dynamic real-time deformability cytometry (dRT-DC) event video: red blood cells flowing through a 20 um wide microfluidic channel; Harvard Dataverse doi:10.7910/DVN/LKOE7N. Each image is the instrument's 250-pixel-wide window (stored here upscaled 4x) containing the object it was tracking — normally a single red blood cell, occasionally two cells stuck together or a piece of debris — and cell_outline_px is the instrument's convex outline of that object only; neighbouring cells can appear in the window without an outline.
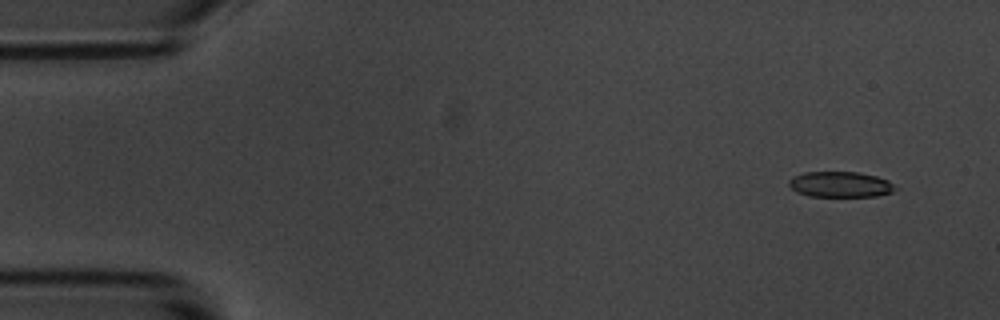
{"species": "common noctule bat (a hibernating species)", "species_latin": "Nyctalus noctula", "temperature_condition": "room temperature", "stored_images_in_passage": 10, "camera_frame_rate_fps": 3000, "um_per_image_px": 0.085, "animal": {"sex": "male", "body_mass_g": 20.1, "forearm_length_mm": 53.5}, "frame": {"image": 1, "passage_image": 1, "time_ms": 0.0, "image_size_px": [1000, 320], "cell_outline_px": [[896, 188], [892, 192], [876, 196], [808, 196], [796, 192], [788, 184], [788, 180], [792, 176], [804, 172], [860, 172], [876, 176], [888, 180]], "centroid_in_image_um": [71.39, 15.67], "position_along_channel_um": 13.6, "area_um2": 15.9}}
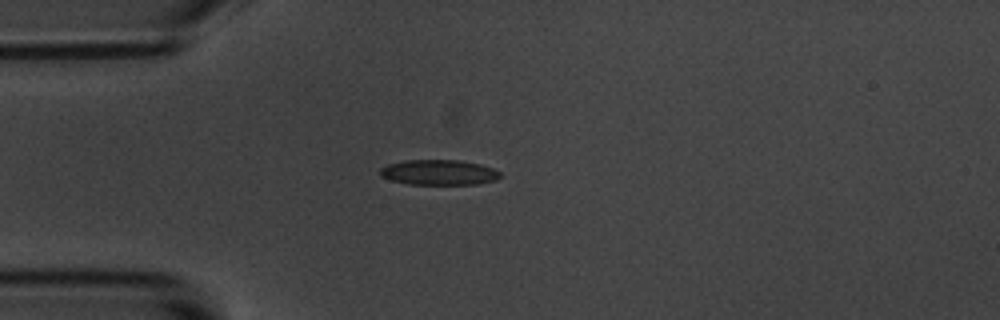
{"frame": {"image": 2, "passage_image": 4, "time_ms": 3.667, "image_size_px": [1000, 320], "cell_outline_px": [[500, 176], [496, 180], [476, 184], [408, 184], [392, 180], [380, 176], [380, 168], [388, 164], [404, 160], [460, 160], [480, 164], [492, 168], [500, 172]], "centroid_in_image_um": [37.29, 14.65], "position_along_channel_um": 47.7, "area_um2": 17.63}}
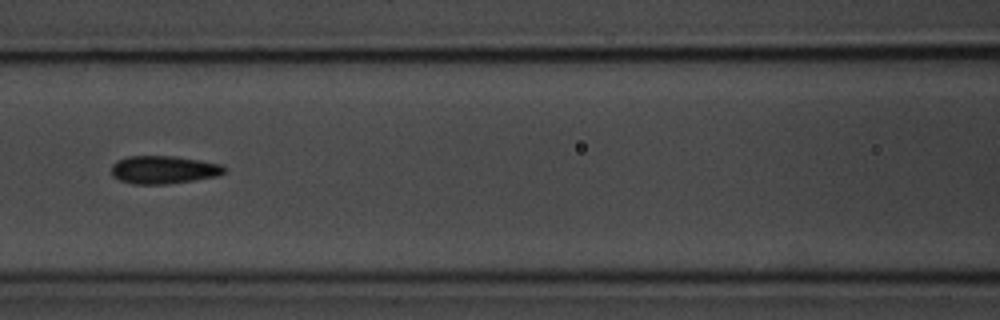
{"frame": {"image": 3, "passage_image": 7, "time_ms": 7.0, "image_size_px": [1000, 320], "cell_outline_px": [[228, 168], [224, 172], [216, 176], [168, 184], [132, 184], [120, 180], [112, 176], [112, 164], [116, 160], [128, 156], [176, 156], [200, 160], [220, 164]], "centroid_in_image_um": [13.88, 14.42], "position_along_channel_um": 152.7, "area_um2": 18.44}}